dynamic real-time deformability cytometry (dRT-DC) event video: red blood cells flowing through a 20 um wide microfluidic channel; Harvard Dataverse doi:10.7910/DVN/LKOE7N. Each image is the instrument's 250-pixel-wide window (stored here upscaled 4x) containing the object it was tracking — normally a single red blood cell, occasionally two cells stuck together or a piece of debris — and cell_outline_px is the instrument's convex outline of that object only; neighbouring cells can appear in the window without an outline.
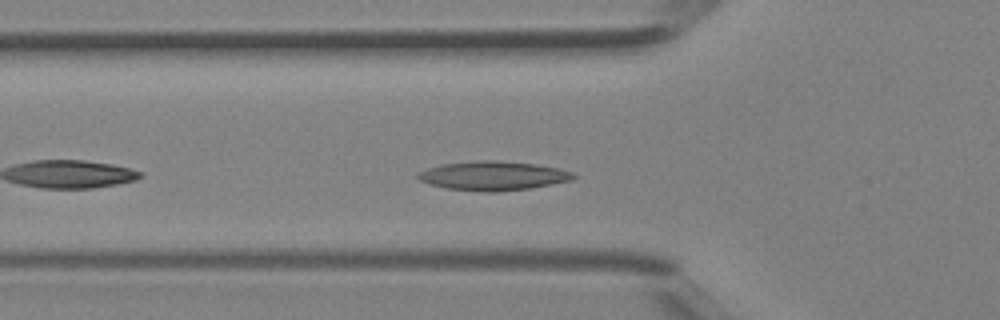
{"species": "Egyptian fruit bat (a non-hibernating species)", "species_latin": "Rousettus aegyptiacus", "temperature_condition": "room temperature", "stored_images_in_passage": 25, "camera_frame_rate_fps": 3000, "um_per_image_px": 0.085, "animal": {"sex": "female"}, "frame": {"image": 1, "passage_image": 4, "time_ms": 1.0, "image_size_px": [1000, 320], "cell_outline_px": [[576, 176], [572, 180], [532, 188], [496, 192], [480, 192], [448, 188], [428, 184], [420, 180], [416, 176], [416, 172], [440, 164], [476, 160], [496, 160], [536, 164], [560, 168], [572, 172]], "centroid_in_image_um": [41.9, 14.94], "position_along_channel_um": 83.9, "area_um2": 26.65}}
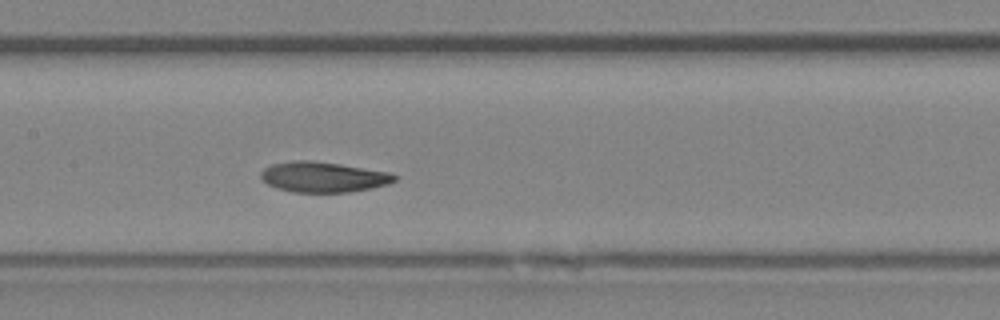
{"frame": {"image": 2, "passage_image": 10, "time_ms": 3.0, "image_size_px": [1000, 320], "cell_outline_px": [[400, 176], [396, 180], [388, 184], [372, 188], [348, 192], [292, 192], [276, 188], [268, 184], [260, 176], [260, 172], [264, 168], [272, 164], [292, 160], [312, 160], [340, 164], [392, 172]], "centroid_in_image_um": [27.51, 15.04], "position_along_channel_um": 179.9, "area_um2": 23.93}}
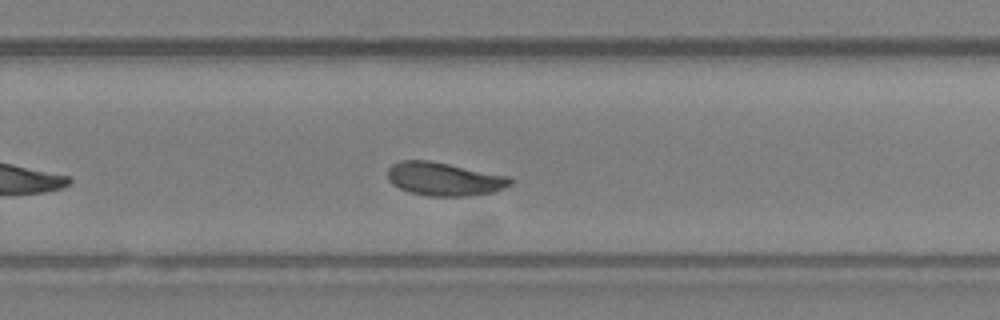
{"frame": {"image": 3, "passage_image": 17, "time_ms": 5.333, "image_size_px": [1000, 320], "cell_outline_px": [[512, 184], [496, 192], [472, 196], [428, 196], [408, 192], [392, 184], [388, 180], [388, 168], [392, 164], [400, 160], [428, 160], [512, 176]], "centroid_in_image_um": [37.79, 15.22], "position_along_channel_um": 292.0, "area_um2": 24.22}}